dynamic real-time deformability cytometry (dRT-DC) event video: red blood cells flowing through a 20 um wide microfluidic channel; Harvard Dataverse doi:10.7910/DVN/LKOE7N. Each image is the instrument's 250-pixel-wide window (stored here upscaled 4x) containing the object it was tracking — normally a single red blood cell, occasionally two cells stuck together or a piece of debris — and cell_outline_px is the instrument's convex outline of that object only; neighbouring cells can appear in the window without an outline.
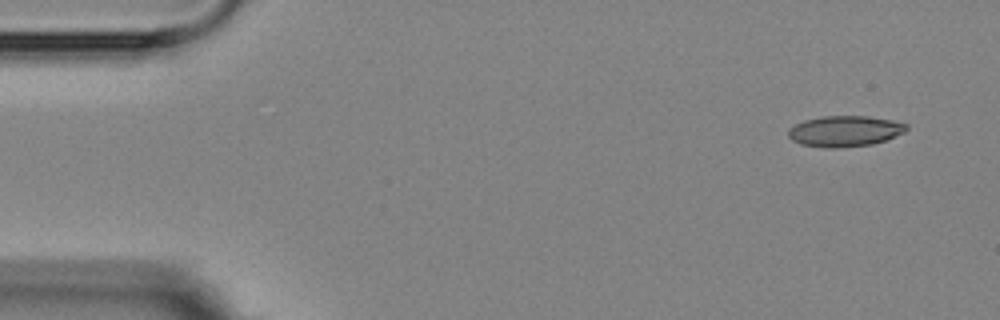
{"species": "Egyptian fruit bat (a non-hibernating species)", "species_latin": "Rousettus aegyptiacus", "temperature_condition": "room temperature", "stored_images_in_passage": 4, "camera_frame_rate_fps": 3000, "um_per_image_px": 0.085, "animal": {"sex": "female"}, "frame": {"image": 1, "passage_image": 1, "time_ms": 0.0, "image_size_px": [1000, 320], "cell_outline_px": [[908, 128], [904, 132], [884, 140], [872, 144], [836, 148], [824, 148], [800, 144], [792, 140], [788, 136], [788, 128], [804, 120], [824, 116], [868, 116], [892, 120], [908, 124]], "centroid_in_image_um": [71.78, 11.15], "position_along_channel_um": 13.2, "area_um2": 21.21}}